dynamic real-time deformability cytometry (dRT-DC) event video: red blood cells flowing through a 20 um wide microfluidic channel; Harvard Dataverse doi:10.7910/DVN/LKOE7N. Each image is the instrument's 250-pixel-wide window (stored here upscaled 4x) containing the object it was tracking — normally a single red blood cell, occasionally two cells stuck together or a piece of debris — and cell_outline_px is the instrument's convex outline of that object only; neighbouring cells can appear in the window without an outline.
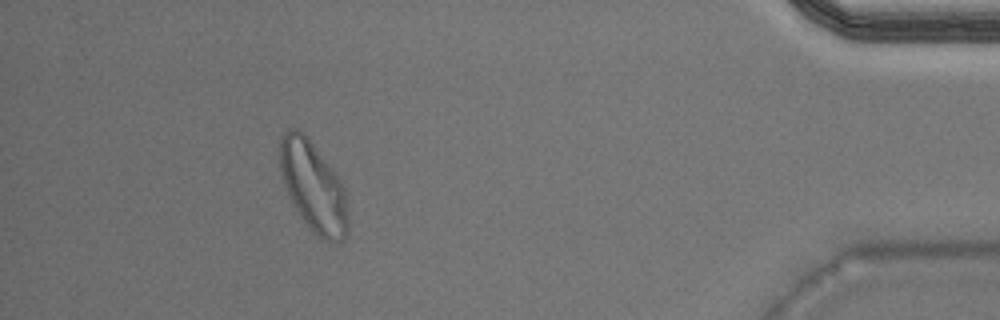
{"species": "Egyptian fruit bat (a non-hibernating species)", "species_latin": "Rousettus aegyptiacus", "temperature_condition": "warm", "stored_images_in_passage": 29, "camera_frame_rate_fps": 3000, "um_per_image_px": 0.085, "animal": {"sex": "male"}, "frame": {"image": 1, "passage_image": 25, "time_ms": 8.0, "image_size_px": [1000, 320], "cell_outline_px": [[348, 232], [344, 240], [336, 244], [332, 244], [320, 240], [304, 220], [296, 208], [280, 176], [280, 140], [284, 132], [292, 128], [296, 128], [304, 132], [308, 136], [340, 180], [344, 188], [348, 216]], "centroid_in_image_um": [26.65, 15.9], "position_along_channel_um": 408.6, "area_um2": 35.78}}